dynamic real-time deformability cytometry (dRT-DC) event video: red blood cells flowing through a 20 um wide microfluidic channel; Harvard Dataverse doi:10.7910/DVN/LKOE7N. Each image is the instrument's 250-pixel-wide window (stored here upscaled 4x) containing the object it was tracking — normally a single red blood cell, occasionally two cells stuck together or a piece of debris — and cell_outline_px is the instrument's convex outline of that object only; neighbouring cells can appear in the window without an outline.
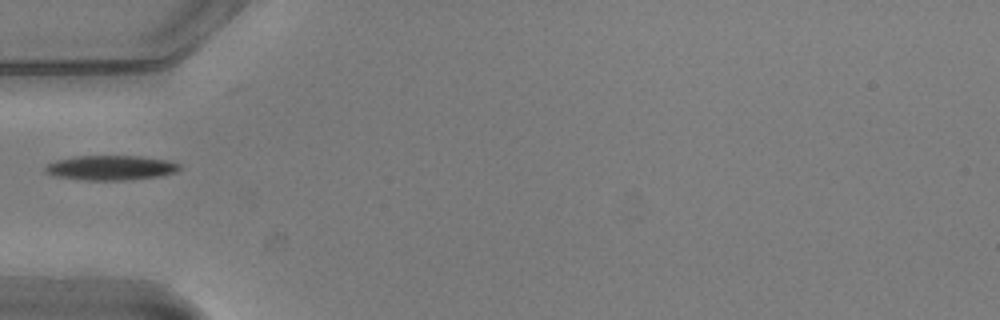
{"species": "common noctule bat (a hibernating species)", "species_latin": "Nyctalus noctula", "temperature_condition": "warm", "stored_images_in_passage": 26, "camera_frame_rate_fps": 3000, "um_per_image_px": 0.085, "animal": {"sex": "male", "body_mass_g": 20.5, "forearm_length_mm": 52.5}, "frame": {"image": 1, "passage_image": 1, "time_ms": 0.0, "image_size_px": [1000, 320], "cell_outline_px": [[180, 168], [176, 172], [160, 176], [132, 180], [84, 180], [56, 176], [44, 172], [44, 168], [48, 164], [56, 160], [76, 156], [140, 156], [172, 160], [180, 164]], "centroid_in_image_um": [9.46, 14.26], "position_along_channel_um": 75.5, "area_um2": 19.54}}
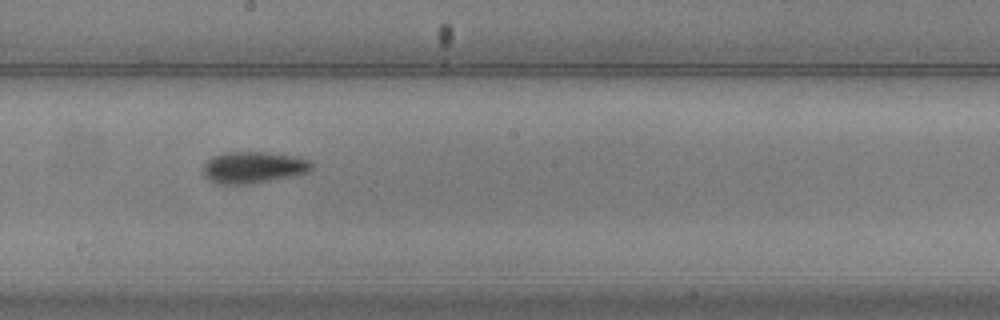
{"frame": {"image": 2, "passage_image": 13, "time_ms": 4.0, "image_size_px": [1000, 320], "cell_outline_px": [[316, 164], [308, 172], [296, 176], [252, 184], [216, 184], [208, 180], [204, 176], [204, 164], [212, 156], [232, 152], [264, 152], [296, 156], [308, 160]], "centroid_in_image_um": [21.57, 14.25], "position_along_channel_um": 226.6, "area_um2": 20.23}}
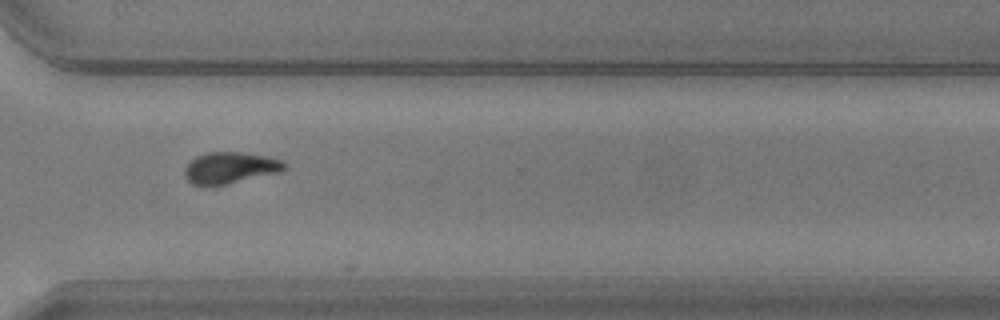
{"frame": {"image": 3, "passage_image": 23, "time_ms": 7.333, "image_size_px": [1000, 320], "cell_outline_px": [[288, 168], [284, 172], [224, 184], [192, 184], [184, 176], [184, 168], [196, 156], [208, 152], [240, 152], [268, 156], [284, 160], [288, 164]], "centroid_in_image_um": [19.66, 14.24], "position_along_channel_um": 350.9, "area_um2": 18.38}}